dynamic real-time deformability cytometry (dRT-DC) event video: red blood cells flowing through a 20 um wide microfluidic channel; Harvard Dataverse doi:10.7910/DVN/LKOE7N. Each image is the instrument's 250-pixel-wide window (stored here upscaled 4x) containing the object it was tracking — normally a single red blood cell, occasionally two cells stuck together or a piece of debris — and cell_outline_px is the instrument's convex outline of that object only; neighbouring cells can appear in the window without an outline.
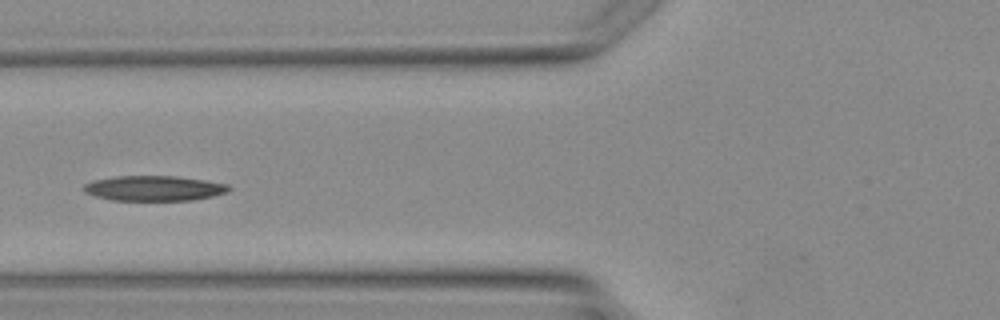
{"species": "Egyptian fruit bat (a non-hibernating species)", "species_latin": "Rousettus aegyptiacus", "temperature_condition": "warm", "stored_images_in_passage": 4, "camera_frame_rate_fps": 3000, "um_per_image_px": 0.085, "animal": {"sex": "female"}, "frame": {"image": 1, "passage_image": 4, "time_ms": 4.0, "image_size_px": [1000, 320], "cell_outline_px": [[232, 188], [228, 192], [212, 196], [192, 200], [112, 200], [96, 196], [84, 192], [80, 188], [84, 184], [92, 180], [116, 176], [176, 176], [204, 180], [228, 184]], "centroid_in_image_um": [13.07, 16.0], "position_along_channel_um": 112.7, "area_um2": 21.33}}